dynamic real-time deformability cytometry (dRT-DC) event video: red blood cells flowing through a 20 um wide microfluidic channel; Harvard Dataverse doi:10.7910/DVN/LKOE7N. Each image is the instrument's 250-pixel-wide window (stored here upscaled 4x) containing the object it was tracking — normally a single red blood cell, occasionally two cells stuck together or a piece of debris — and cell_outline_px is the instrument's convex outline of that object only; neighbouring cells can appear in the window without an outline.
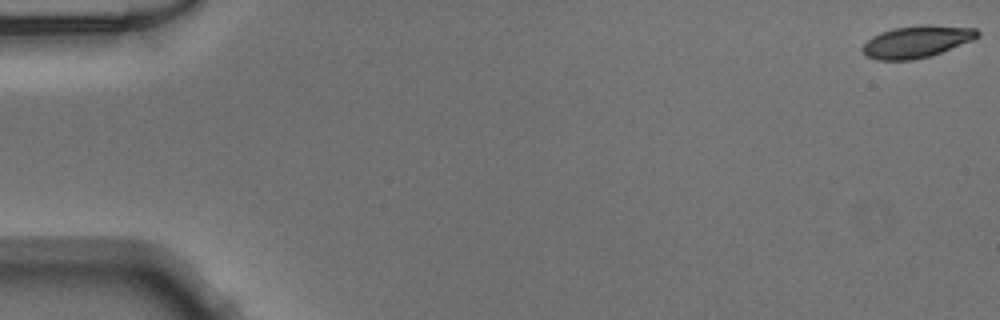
{"species": "Egyptian fruit bat (a non-hibernating species)", "species_latin": "Rousettus aegyptiacus", "temperature_condition": "warm", "stored_images_in_passage": 51, "camera_frame_rate_fps": 3000, "um_per_image_px": 0.085, "animal": {"sex": "male"}, "frame": {"image": 1, "passage_image": 1, "time_ms": 0.0, "image_size_px": [1000, 320], "cell_outline_px": [[980, 36], [972, 40], [940, 52], [928, 56], [912, 60], [876, 60], [868, 56], [860, 48], [872, 36], [880, 32], [892, 28], [920, 24], [932, 24], [976, 28], [980, 32]], "centroid_in_image_um": [77.92, 3.51], "position_along_channel_um": 7.1, "area_um2": 21.5}}
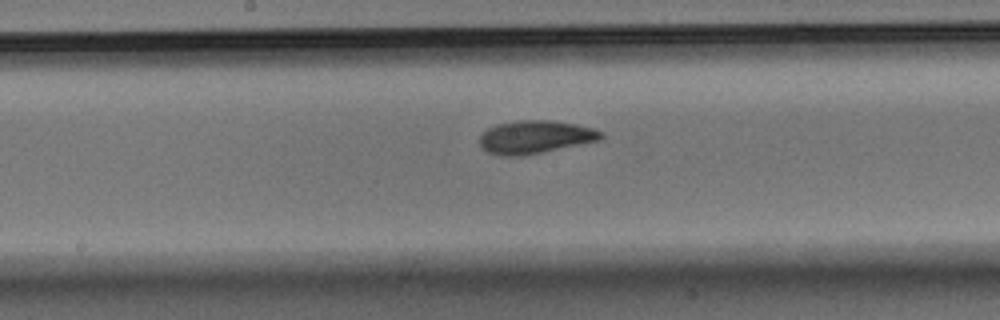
{"frame": {"image": 2, "passage_image": 27, "time_ms": 8.667, "image_size_px": [1000, 320], "cell_outline_px": [[604, 136], [600, 140], [520, 156], [500, 156], [488, 152], [480, 148], [480, 136], [488, 128], [496, 124], [516, 120], [552, 120], [576, 124], [592, 128], [604, 132]], "centroid_in_image_um": [45.47, 11.64], "position_along_channel_um": 202.7, "area_um2": 23.35}}
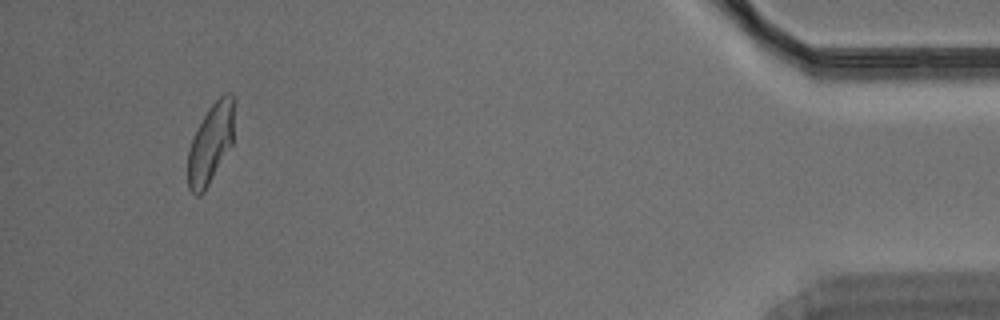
{"frame": {"image": 3, "passage_image": 48, "time_ms": 15.667, "image_size_px": [1000, 320], "cell_outline_px": [[232, 144], [204, 192], [200, 196], [196, 196], [188, 188], [188, 152], [192, 140], [208, 108], [224, 92], [232, 92]], "centroid_in_image_um": [17.88, 12.24], "position_along_channel_um": 417.3, "area_um2": 20.92}}